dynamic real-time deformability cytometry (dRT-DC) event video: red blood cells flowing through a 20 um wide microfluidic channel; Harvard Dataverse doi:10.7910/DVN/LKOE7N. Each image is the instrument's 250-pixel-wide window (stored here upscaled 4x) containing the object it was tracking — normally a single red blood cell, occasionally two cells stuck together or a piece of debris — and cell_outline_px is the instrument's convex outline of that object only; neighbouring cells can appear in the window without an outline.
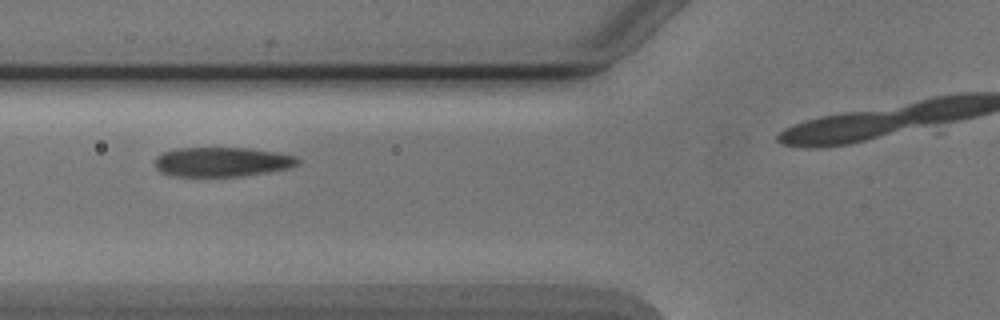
{"species": "Egyptian fruit bat (a non-hibernating species)", "species_latin": "Rousettus aegyptiacus", "temperature_condition": "cold", "stored_images_in_passage": 4, "camera_frame_rate_fps": 3000, "um_per_image_px": 0.085, "animal": {"sex": "male"}, "frame": {"image": 1, "passage_image": 2, "time_ms": 1.333, "image_size_px": [1000, 320], "cell_outline_px": [[300, 164], [288, 168], [244, 176], [172, 176], [160, 172], [156, 168], [156, 156], [160, 152], [176, 148], [252, 148], [276, 152], [296, 156], [300, 160]], "centroid_in_image_um": [18.86, 13.75], "position_along_channel_um": 106.9, "area_um2": 24.74}}
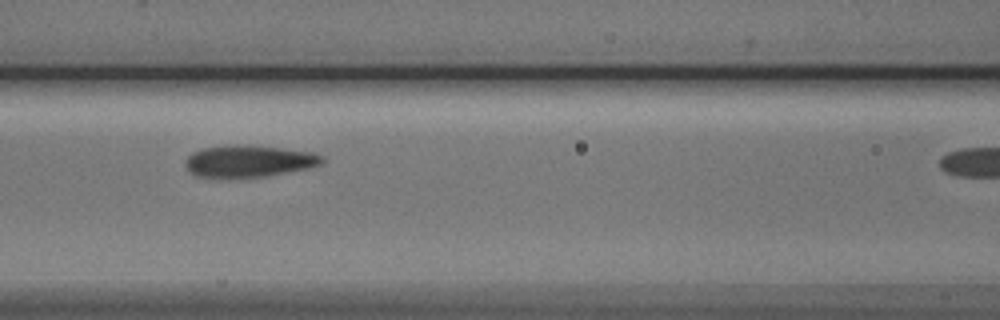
{"frame": {"image": 2, "passage_image": 3, "time_ms": 2.333, "image_size_px": [1000, 320], "cell_outline_px": [[324, 164], [308, 168], [268, 176], [228, 180], [216, 180], [192, 176], [188, 172], [184, 164], [184, 160], [192, 152], [204, 148], [236, 144], [280, 148], [312, 152], [324, 156]], "centroid_in_image_um": [21.06, 13.75], "position_along_channel_um": 145.5, "area_um2": 26.47}}